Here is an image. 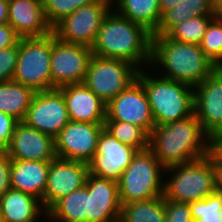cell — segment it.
<instances>
[{"label": "cell", "instance_id": "f35d334b", "mask_svg": "<svg viewBox=\"0 0 222 222\" xmlns=\"http://www.w3.org/2000/svg\"><path fill=\"white\" fill-rule=\"evenodd\" d=\"M183 0H160L159 8L161 17L169 10L173 9L176 5L180 4Z\"/></svg>", "mask_w": 222, "mask_h": 222}, {"label": "cell", "instance_id": "8992f818", "mask_svg": "<svg viewBox=\"0 0 222 222\" xmlns=\"http://www.w3.org/2000/svg\"><path fill=\"white\" fill-rule=\"evenodd\" d=\"M165 169L149 148L137 151L118 181L121 204L162 196Z\"/></svg>", "mask_w": 222, "mask_h": 222}, {"label": "cell", "instance_id": "e0dca14e", "mask_svg": "<svg viewBox=\"0 0 222 222\" xmlns=\"http://www.w3.org/2000/svg\"><path fill=\"white\" fill-rule=\"evenodd\" d=\"M5 151L11 160L53 161L57 158L55 138L24 121L16 124L12 141Z\"/></svg>", "mask_w": 222, "mask_h": 222}, {"label": "cell", "instance_id": "d6a6232c", "mask_svg": "<svg viewBox=\"0 0 222 222\" xmlns=\"http://www.w3.org/2000/svg\"><path fill=\"white\" fill-rule=\"evenodd\" d=\"M19 42L17 45L0 50V82L12 81L18 59Z\"/></svg>", "mask_w": 222, "mask_h": 222}, {"label": "cell", "instance_id": "ba28073f", "mask_svg": "<svg viewBox=\"0 0 222 222\" xmlns=\"http://www.w3.org/2000/svg\"><path fill=\"white\" fill-rule=\"evenodd\" d=\"M139 69L124 60L93 55L83 83L105 103L137 80Z\"/></svg>", "mask_w": 222, "mask_h": 222}, {"label": "cell", "instance_id": "8d00e7d4", "mask_svg": "<svg viewBox=\"0 0 222 222\" xmlns=\"http://www.w3.org/2000/svg\"><path fill=\"white\" fill-rule=\"evenodd\" d=\"M21 37L8 23L0 25V50L17 45Z\"/></svg>", "mask_w": 222, "mask_h": 222}, {"label": "cell", "instance_id": "4fadbf2b", "mask_svg": "<svg viewBox=\"0 0 222 222\" xmlns=\"http://www.w3.org/2000/svg\"><path fill=\"white\" fill-rule=\"evenodd\" d=\"M105 121L129 122L150 135L155 123L147 94L138 80L107 103Z\"/></svg>", "mask_w": 222, "mask_h": 222}, {"label": "cell", "instance_id": "1f68e13d", "mask_svg": "<svg viewBox=\"0 0 222 222\" xmlns=\"http://www.w3.org/2000/svg\"><path fill=\"white\" fill-rule=\"evenodd\" d=\"M97 0H42L45 16L52 28L65 16Z\"/></svg>", "mask_w": 222, "mask_h": 222}, {"label": "cell", "instance_id": "4316f807", "mask_svg": "<svg viewBox=\"0 0 222 222\" xmlns=\"http://www.w3.org/2000/svg\"><path fill=\"white\" fill-rule=\"evenodd\" d=\"M165 198L162 196L145 201L121 204L119 222H164Z\"/></svg>", "mask_w": 222, "mask_h": 222}, {"label": "cell", "instance_id": "d590c367", "mask_svg": "<svg viewBox=\"0 0 222 222\" xmlns=\"http://www.w3.org/2000/svg\"><path fill=\"white\" fill-rule=\"evenodd\" d=\"M12 160L6 151H0V198L11 189Z\"/></svg>", "mask_w": 222, "mask_h": 222}, {"label": "cell", "instance_id": "8fae6325", "mask_svg": "<svg viewBox=\"0 0 222 222\" xmlns=\"http://www.w3.org/2000/svg\"><path fill=\"white\" fill-rule=\"evenodd\" d=\"M23 121L55 138L70 121L62 92L58 88L36 92Z\"/></svg>", "mask_w": 222, "mask_h": 222}, {"label": "cell", "instance_id": "5b68a950", "mask_svg": "<svg viewBox=\"0 0 222 222\" xmlns=\"http://www.w3.org/2000/svg\"><path fill=\"white\" fill-rule=\"evenodd\" d=\"M166 174L170 178L163 182L165 199L190 203L216 192L213 152L201 159L166 168Z\"/></svg>", "mask_w": 222, "mask_h": 222}, {"label": "cell", "instance_id": "4dcf8cb0", "mask_svg": "<svg viewBox=\"0 0 222 222\" xmlns=\"http://www.w3.org/2000/svg\"><path fill=\"white\" fill-rule=\"evenodd\" d=\"M199 45L215 66L222 62V21L216 16L210 21Z\"/></svg>", "mask_w": 222, "mask_h": 222}, {"label": "cell", "instance_id": "6da1fadb", "mask_svg": "<svg viewBox=\"0 0 222 222\" xmlns=\"http://www.w3.org/2000/svg\"><path fill=\"white\" fill-rule=\"evenodd\" d=\"M152 35L145 27L111 8L100 25L91 49L93 55L124 60L142 70L150 67Z\"/></svg>", "mask_w": 222, "mask_h": 222}, {"label": "cell", "instance_id": "2e32d148", "mask_svg": "<svg viewBox=\"0 0 222 222\" xmlns=\"http://www.w3.org/2000/svg\"><path fill=\"white\" fill-rule=\"evenodd\" d=\"M194 114L211 139L222 129V75L217 69L194 87Z\"/></svg>", "mask_w": 222, "mask_h": 222}, {"label": "cell", "instance_id": "836d02e7", "mask_svg": "<svg viewBox=\"0 0 222 222\" xmlns=\"http://www.w3.org/2000/svg\"><path fill=\"white\" fill-rule=\"evenodd\" d=\"M164 222H194L190 204L165 199Z\"/></svg>", "mask_w": 222, "mask_h": 222}, {"label": "cell", "instance_id": "e575fe53", "mask_svg": "<svg viewBox=\"0 0 222 222\" xmlns=\"http://www.w3.org/2000/svg\"><path fill=\"white\" fill-rule=\"evenodd\" d=\"M18 122L14 117L0 111V151L9 147Z\"/></svg>", "mask_w": 222, "mask_h": 222}, {"label": "cell", "instance_id": "b9f144b4", "mask_svg": "<svg viewBox=\"0 0 222 222\" xmlns=\"http://www.w3.org/2000/svg\"><path fill=\"white\" fill-rule=\"evenodd\" d=\"M212 152L222 159V143H212Z\"/></svg>", "mask_w": 222, "mask_h": 222}, {"label": "cell", "instance_id": "277c9868", "mask_svg": "<svg viewBox=\"0 0 222 222\" xmlns=\"http://www.w3.org/2000/svg\"><path fill=\"white\" fill-rule=\"evenodd\" d=\"M139 70L137 80L143 85L155 126L185 119L194 114V87ZM154 75V76H153Z\"/></svg>", "mask_w": 222, "mask_h": 222}, {"label": "cell", "instance_id": "30bf717a", "mask_svg": "<svg viewBox=\"0 0 222 222\" xmlns=\"http://www.w3.org/2000/svg\"><path fill=\"white\" fill-rule=\"evenodd\" d=\"M92 56L90 47L66 43L56 37L50 60L52 89L83 83Z\"/></svg>", "mask_w": 222, "mask_h": 222}, {"label": "cell", "instance_id": "d4e9b609", "mask_svg": "<svg viewBox=\"0 0 222 222\" xmlns=\"http://www.w3.org/2000/svg\"><path fill=\"white\" fill-rule=\"evenodd\" d=\"M216 0H183L161 18L153 35H167L176 25L190 17L215 15Z\"/></svg>", "mask_w": 222, "mask_h": 222}, {"label": "cell", "instance_id": "f546056e", "mask_svg": "<svg viewBox=\"0 0 222 222\" xmlns=\"http://www.w3.org/2000/svg\"><path fill=\"white\" fill-rule=\"evenodd\" d=\"M194 222H222V194L217 191L208 197L190 202Z\"/></svg>", "mask_w": 222, "mask_h": 222}, {"label": "cell", "instance_id": "7a4b0ae2", "mask_svg": "<svg viewBox=\"0 0 222 222\" xmlns=\"http://www.w3.org/2000/svg\"><path fill=\"white\" fill-rule=\"evenodd\" d=\"M149 149L165 168H169L209 155L212 139L192 114L185 119L155 126L149 135Z\"/></svg>", "mask_w": 222, "mask_h": 222}, {"label": "cell", "instance_id": "3957f363", "mask_svg": "<svg viewBox=\"0 0 222 222\" xmlns=\"http://www.w3.org/2000/svg\"><path fill=\"white\" fill-rule=\"evenodd\" d=\"M150 66L151 69L155 66L152 71L160 77L192 87L197 86L216 70V66L205 55L200 45L181 43L167 35H152ZM161 68L164 71L161 72Z\"/></svg>", "mask_w": 222, "mask_h": 222}, {"label": "cell", "instance_id": "d6986e66", "mask_svg": "<svg viewBox=\"0 0 222 222\" xmlns=\"http://www.w3.org/2000/svg\"><path fill=\"white\" fill-rule=\"evenodd\" d=\"M65 100L70 121L104 124L106 105L84 83H75L58 88Z\"/></svg>", "mask_w": 222, "mask_h": 222}, {"label": "cell", "instance_id": "ab89813d", "mask_svg": "<svg viewBox=\"0 0 222 222\" xmlns=\"http://www.w3.org/2000/svg\"><path fill=\"white\" fill-rule=\"evenodd\" d=\"M9 0H0V25L8 23Z\"/></svg>", "mask_w": 222, "mask_h": 222}, {"label": "cell", "instance_id": "5bb4252c", "mask_svg": "<svg viewBox=\"0 0 222 222\" xmlns=\"http://www.w3.org/2000/svg\"><path fill=\"white\" fill-rule=\"evenodd\" d=\"M104 128V124L69 121L55 137L57 158L88 163Z\"/></svg>", "mask_w": 222, "mask_h": 222}, {"label": "cell", "instance_id": "ee69618b", "mask_svg": "<svg viewBox=\"0 0 222 222\" xmlns=\"http://www.w3.org/2000/svg\"><path fill=\"white\" fill-rule=\"evenodd\" d=\"M216 69L221 73L222 75V62H220L217 66Z\"/></svg>", "mask_w": 222, "mask_h": 222}, {"label": "cell", "instance_id": "f6af8a7d", "mask_svg": "<svg viewBox=\"0 0 222 222\" xmlns=\"http://www.w3.org/2000/svg\"><path fill=\"white\" fill-rule=\"evenodd\" d=\"M0 222H4V221H3V216H2L1 205H0Z\"/></svg>", "mask_w": 222, "mask_h": 222}, {"label": "cell", "instance_id": "603a6c76", "mask_svg": "<svg viewBox=\"0 0 222 222\" xmlns=\"http://www.w3.org/2000/svg\"><path fill=\"white\" fill-rule=\"evenodd\" d=\"M159 2L160 0H112V8L154 34L162 18Z\"/></svg>", "mask_w": 222, "mask_h": 222}, {"label": "cell", "instance_id": "7bdbcfd3", "mask_svg": "<svg viewBox=\"0 0 222 222\" xmlns=\"http://www.w3.org/2000/svg\"><path fill=\"white\" fill-rule=\"evenodd\" d=\"M212 143H222V129L218 134L212 139Z\"/></svg>", "mask_w": 222, "mask_h": 222}, {"label": "cell", "instance_id": "7c38bea8", "mask_svg": "<svg viewBox=\"0 0 222 222\" xmlns=\"http://www.w3.org/2000/svg\"><path fill=\"white\" fill-rule=\"evenodd\" d=\"M137 151L136 148L121 143L104 128L96 152L88 162L89 174L118 182Z\"/></svg>", "mask_w": 222, "mask_h": 222}, {"label": "cell", "instance_id": "52a82bcc", "mask_svg": "<svg viewBox=\"0 0 222 222\" xmlns=\"http://www.w3.org/2000/svg\"><path fill=\"white\" fill-rule=\"evenodd\" d=\"M54 32L41 37L19 40L17 67L13 81L30 87L35 92L51 90L50 60Z\"/></svg>", "mask_w": 222, "mask_h": 222}, {"label": "cell", "instance_id": "9a60e30c", "mask_svg": "<svg viewBox=\"0 0 222 222\" xmlns=\"http://www.w3.org/2000/svg\"><path fill=\"white\" fill-rule=\"evenodd\" d=\"M88 163L56 158L50 162L44 192V209L48 211L58 200L85 186Z\"/></svg>", "mask_w": 222, "mask_h": 222}, {"label": "cell", "instance_id": "484cf974", "mask_svg": "<svg viewBox=\"0 0 222 222\" xmlns=\"http://www.w3.org/2000/svg\"><path fill=\"white\" fill-rule=\"evenodd\" d=\"M36 92L15 81L0 82V111L23 121Z\"/></svg>", "mask_w": 222, "mask_h": 222}, {"label": "cell", "instance_id": "7402d4cb", "mask_svg": "<svg viewBox=\"0 0 222 222\" xmlns=\"http://www.w3.org/2000/svg\"><path fill=\"white\" fill-rule=\"evenodd\" d=\"M0 205L4 222H47L41 200L31 194L11 188L0 198Z\"/></svg>", "mask_w": 222, "mask_h": 222}, {"label": "cell", "instance_id": "9c48e42d", "mask_svg": "<svg viewBox=\"0 0 222 222\" xmlns=\"http://www.w3.org/2000/svg\"><path fill=\"white\" fill-rule=\"evenodd\" d=\"M111 8L112 0H97L84 5L60 20L53 27V32L63 42L91 48Z\"/></svg>", "mask_w": 222, "mask_h": 222}, {"label": "cell", "instance_id": "ffe728a7", "mask_svg": "<svg viewBox=\"0 0 222 222\" xmlns=\"http://www.w3.org/2000/svg\"><path fill=\"white\" fill-rule=\"evenodd\" d=\"M8 24L21 37H41L53 32L42 0H9Z\"/></svg>", "mask_w": 222, "mask_h": 222}, {"label": "cell", "instance_id": "83f0119b", "mask_svg": "<svg viewBox=\"0 0 222 222\" xmlns=\"http://www.w3.org/2000/svg\"><path fill=\"white\" fill-rule=\"evenodd\" d=\"M215 15L194 16L176 25L167 36L181 43L199 45Z\"/></svg>", "mask_w": 222, "mask_h": 222}, {"label": "cell", "instance_id": "74e56055", "mask_svg": "<svg viewBox=\"0 0 222 222\" xmlns=\"http://www.w3.org/2000/svg\"><path fill=\"white\" fill-rule=\"evenodd\" d=\"M213 166L215 172L216 191L222 194V159L214 152Z\"/></svg>", "mask_w": 222, "mask_h": 222}, {"label": "cell", "instance_id": "44dd1931", "mask_svg": "<svg viewBox=\"0 0 222 222\" xmlns=\"http://www.w3.org/2000/svg\"><path fill=\"white\" fill-rule=\"evenodd\" d=\"M51 161L12 160L11 188L31 194L41 200L44 207V192Z\"/></svg>", "mask_w": 222, "mask_h": 222}, {"label": "cell", "instance_id": "f1b7e54d", "mask_svg": "<svg viewBox=\"0 0 222 222\" xmlns=\"http://www.w3.org/2000/svg\"><path fill=\"white\" fill-rule=\"evenodd\" d=\"M104 127L121 143L130 145L138 151L149 148V135L135 124L122 121H105Z\"/></svg>", "mask_w": 222, "mask_h": 222}, {"label": "cell", "instance_id": "ac0fdd59", "mask_svg": "<svg viewBox=\"0 0 222 222\" xmlns=\"http://www.w3.org/2000/svg\"><path fill=\"white\" fill-rule=\"evenodd\" d=\"M88 222H119L121 202L118 182L88 175Z\"/></svg>", "mask_w": 222, "mask_h": 222}, {"label": "cell", "instance_id": "60d3db41", "mask_svg": "<svg viewBox=\"0 0 222 222\" xmlns=\"http://www.w3.org/2000/svg\"><path fill=\"white\" fill-rule=\"evenodd\" d=\"M215 16L222 21V0H216Z\"/></svg>", "mask_w": 222, "mask_h": 222}, {"label": "cell", "instance_id": "cb8c5ba5", "mask_svg": "<svg viewBox=\"0 0 222 222\" xmlns=\"http://www.w3.org/2000/svg\"><path fill=\"white\" fill-rule=\"evenodd\" d=\"M47 222H88V189L75 190L47 211Z\"/></svg>", "mask_w": 222, "mask_h": 222}]
</instances>
